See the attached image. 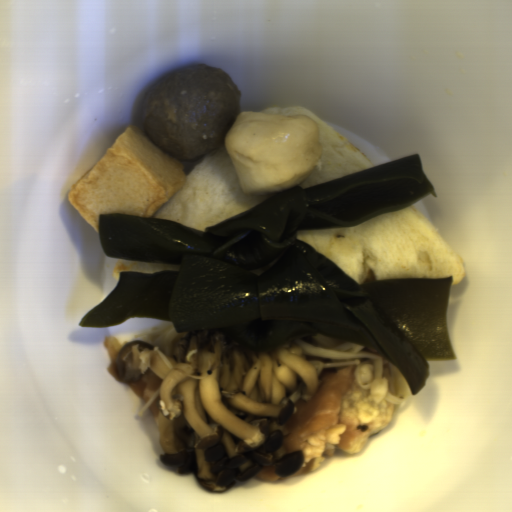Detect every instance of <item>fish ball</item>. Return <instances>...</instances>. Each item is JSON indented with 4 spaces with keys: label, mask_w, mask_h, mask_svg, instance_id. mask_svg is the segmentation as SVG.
Instances as JSON below:
<instances>
[{
    "label": "fish ball",
    "mask_w": 512,
    "mask_h": 512,
    "mask_svg": "<svg viewBox=\"0 0 512 512\" xmlns=\"http://www.w3.org/2000/svg\"><path fill=\"white\" fill-rule=\"evenodd\" d=\"M186 172L142 126H127L69 189L67 201L98 235L99 214L150 217L185 184Z\"/></svg>",
    "instance_id": "fish-ball-1"
},
{
    "label": "fish ball",
    "mask_w": 512,
    "mask_h": 512,
    "mask_svg": "<svg viewBox=\"0 0 512 512\" xmlns=\"http://www.w3.org/2000/svg\"><path fill=\"white\" fill-rule=\"evenodd\" d=\"M222 145L246 195L299 186L322 152L318 126L310 116L260 111L239 113Z\"/></svg>",
    "instance_id": "fish-ball-2"
}]
</instances>
